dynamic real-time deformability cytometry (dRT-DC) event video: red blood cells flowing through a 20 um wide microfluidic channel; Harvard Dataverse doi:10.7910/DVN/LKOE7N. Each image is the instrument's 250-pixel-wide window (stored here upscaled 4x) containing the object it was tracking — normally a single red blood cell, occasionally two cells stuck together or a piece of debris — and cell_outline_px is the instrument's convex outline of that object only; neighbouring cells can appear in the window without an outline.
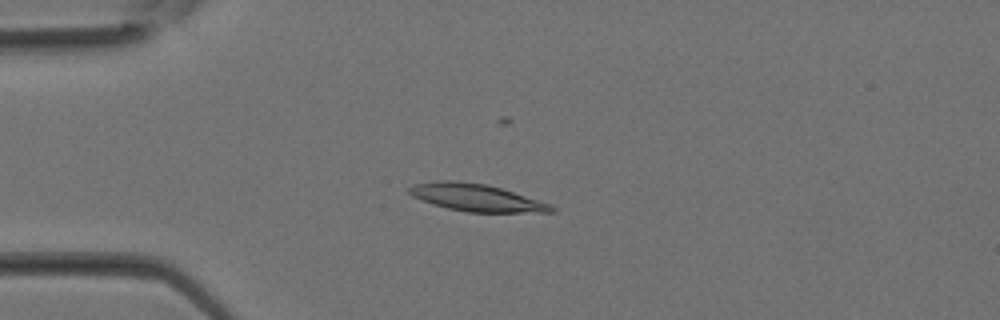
{"species": "Egyptian fruit bat (a non-hibernating species)", "species_latin": "Rousettus aegyptiacus", "temperature_condition": "room temperature", "stored_images_in_passage": 31, "camera_frame_rate_fps": 3000, "um_per_image_px": 0.085, "animal": {"sex": "female"}, "frame": {"image": 1, "passage_image": 6, "time_ms": 1.667, "image_size_px": [1000, 320], "cell_outline_px": [[556, 212], [468, 212], [448, 208], [432, 204], [412, 196], [408, 192], [408, 188], [412, 184], [444, 180], [456, 180], [484, 184], [500, 188], [552, 204], [556, 208]], "centroid_in_image_um": [40.49, 16.8], "position_along_channel_um": 44.5, "area_um2": 22.48}}
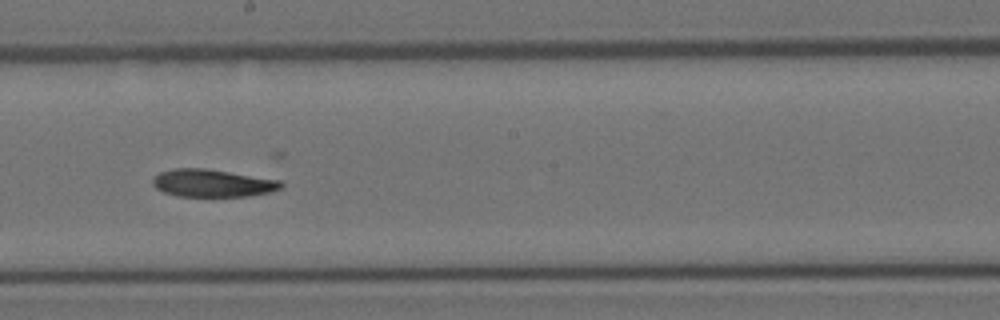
{"frame": {"image": 2, "passage_image": 16, "time_ms": 5.0, "image_size_px": [1000, 320], "cell_outline_px": [[284, 184], [280, 188], [268, 192], [248, 196], [176, 196], [164, 192], [156, 188], [152, 184], [152, 180], [160, 172], [172, 168], [204, 168], [280, 180]], "centroid_in_image_um": [18.03, 15.56], "position_along_channel_um": 230.2, "area_um2": 20.46}}
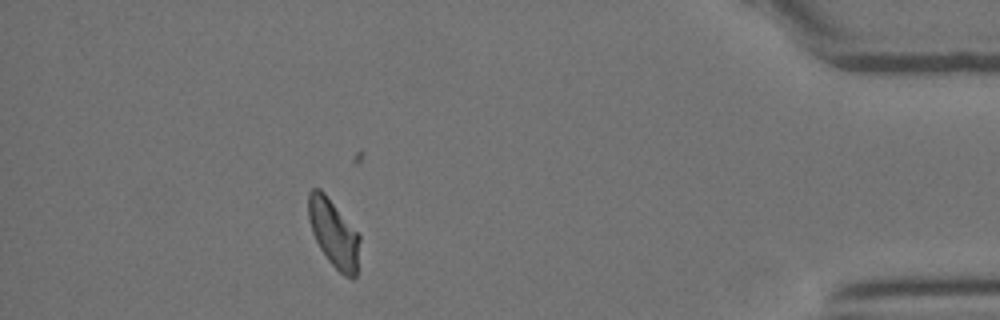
{"frame": {"image": 3, "passage_image": 27, "time_ms": 8.667, "image_size_px": [1000, 320], "cell_outline_px": [[360, 240], [356, 276], [352, 280], [344, 276], [328, 260], [320, 248], [312, 232], [308, 216], [308, 192], [312, 188], [320, 188], [324, 192], [360, 236]], "centroid_in_image_um": [28.36, 19.84], "position_along_channel_um": 406.8, "area_um2": 20.06}}